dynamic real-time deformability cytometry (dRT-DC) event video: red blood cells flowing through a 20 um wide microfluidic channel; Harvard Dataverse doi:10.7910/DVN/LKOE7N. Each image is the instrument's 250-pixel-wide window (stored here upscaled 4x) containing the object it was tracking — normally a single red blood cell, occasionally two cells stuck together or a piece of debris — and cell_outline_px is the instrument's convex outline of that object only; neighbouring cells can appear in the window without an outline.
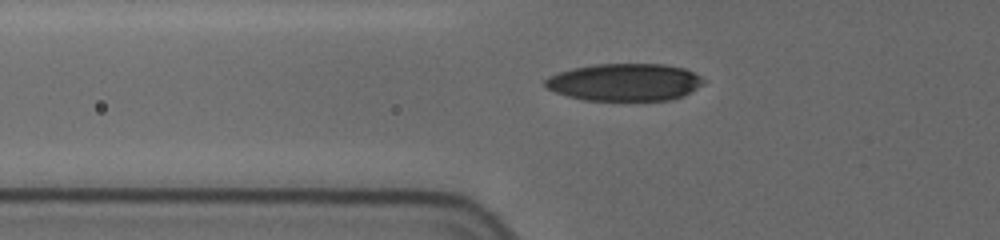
{"species": "human", "species_latin": "Homo sapiens", "temperature_condition": "cold", "stored_images_in_passage": 45, "camera_frame_rate_fps": 3000, "um_per_image_px": 0.085, "donor": {"sex": "female"}, "frame": {"image": 1, "passage_image": 3, "time_ms": 1.0, "image_size_px": [1000, 240], "cell_outline_px": [[708, 80], [704, 84], [684, 96], [668, 100], [584, 100], [568, 96], [556, 92], [548, 88], [544, 84], [544, 80], [548, 76], [572, 68], [592, 64], [664, 64], [684, 68]], "centroid_in_image_um": [53.13, 6.98], "position_along_channel_um": 72.7, "area_um2": 34.62}}
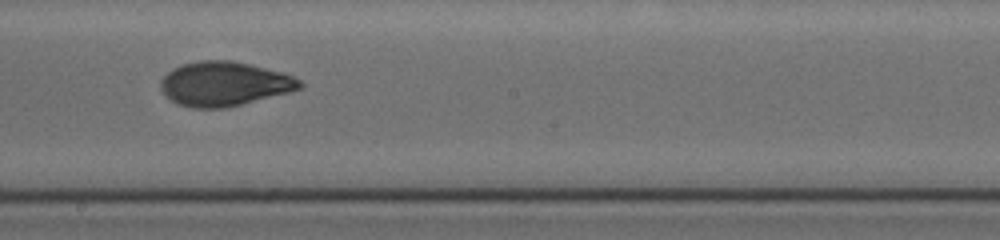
{"frame": {"image": 2, "passage_image": 26, "time_ms": 5.333, "image_size_px": [1000, 240], "cell_outline_px": [[304, 84], [300, 88], [288, 92], [224, 108], [192, 108], [180, 104], [164, 96], [160, 88], [160, 80], [172, 68], [184, 64], [200, 60], [228, 60], [248, 64], [284, 72], [300, 80]], "centroid_in_image_um": [19.03, 7.12], "position_along_channel_um": 229.2, "area_um2": 35.66}}
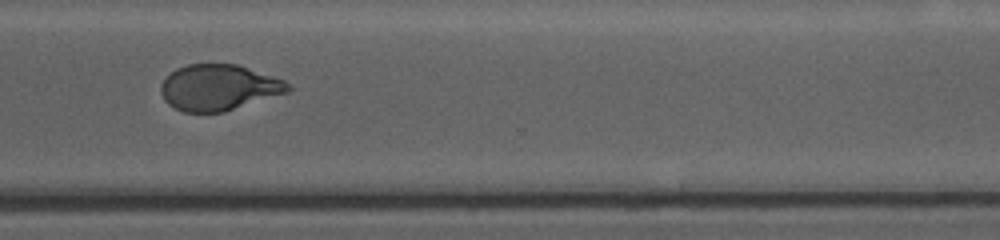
{"frame": {"image": 3, "passage_image": 44, "time_ms": 8.667, "image_size_px": [1000, 240], "cell_outline_px": [[292, 88], [288, 92], [224, 112], [184, 112], [168, 104], [164, 100], [160, 92], [160, 84], [176, 68], [188, 64], [236, 64], [284, 80]], "centroid_in_image_um": [18.57, 7.44], "position_along_channel_um": 352.0, "area_um2": 33.81}}